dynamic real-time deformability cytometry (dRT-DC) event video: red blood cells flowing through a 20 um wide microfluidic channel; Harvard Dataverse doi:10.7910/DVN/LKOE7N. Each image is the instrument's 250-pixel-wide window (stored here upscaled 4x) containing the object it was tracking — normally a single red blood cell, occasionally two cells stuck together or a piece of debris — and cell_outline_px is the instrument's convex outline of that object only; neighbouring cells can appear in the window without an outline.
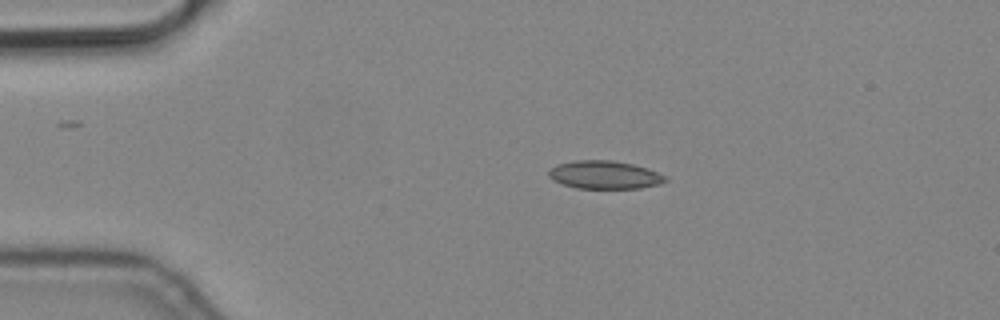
{"species": "common noctule bat (a hibernating species)", "species_latin": "Nyctalus noctula", "temperature_condition": "cold", "stored_images_in_passage": 6, "camera_frame_rate_fps": 3000, "um_per_image_px": 0.085, "animal": {"sex": "male", "body_mass_g": 19.2, "forearm_length_mm": 51.8}, "frame": {"image": 1, "passage_image": 1, "time_ms": 0.0, "image_size_px": [1000, 320], "cell_outline_px": [[668, 180], [660, 184], [640, 188], [576, 188], [552, 180], [548, 176], [548, 172], [556, 164], [576, 160], [612, 160], [632, 164], [648, 168], [664, 176]], "centroid_in_image_um": [51.37, 14.86], "position_along_channel_um": 33.6, "area_um2": 19.02}}
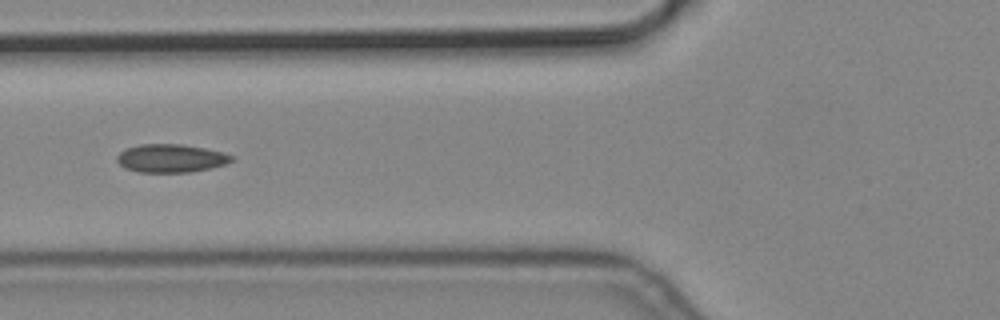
{"frame": {"image": 2, "passage_image": 4, "time_ms": 1.0, "image_size_px": [1000, 320], "cell_outline_px": [[232, 160], [224, 164], [212, 168], [192, 172], [140, 172], [124, 168], [116, 160], [116, 156], [124, 148], [140, 144], [180, 144], [204, 148], [224, 152], [232, 156]], "centroid_in_image_um": [14.49, 13.45], "position_along_channel_um": 111.3, "area_um2": 18.9}}
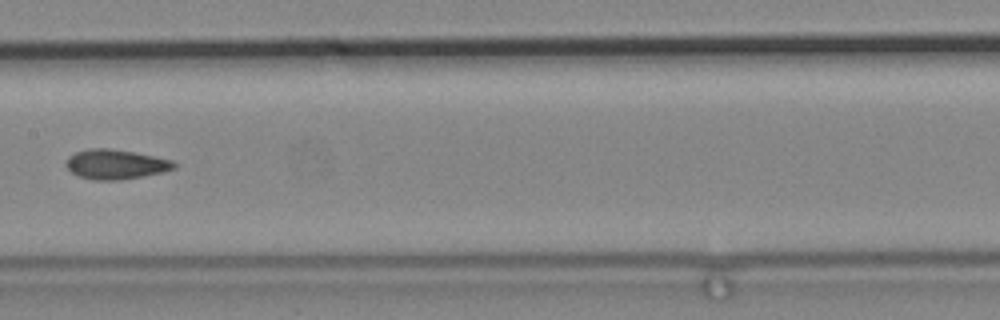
{"frame": {"image": 3, "passage_image": 6, "time_ms": 1.667, "image_size_px": [1000, 320], "cell_outline_px": [[176, 168], [164, 172], [120, 180], [92, 180], [76, 176], [64, 164], [68, 156], [76, 152], [88, 148], [108, 148], [132, 152], [172, 160], [176, 164]], "centroid_in_image_um": [9.79, 13.97], "position_along_channel_um": 197.6, "area_um2": 18.73}}